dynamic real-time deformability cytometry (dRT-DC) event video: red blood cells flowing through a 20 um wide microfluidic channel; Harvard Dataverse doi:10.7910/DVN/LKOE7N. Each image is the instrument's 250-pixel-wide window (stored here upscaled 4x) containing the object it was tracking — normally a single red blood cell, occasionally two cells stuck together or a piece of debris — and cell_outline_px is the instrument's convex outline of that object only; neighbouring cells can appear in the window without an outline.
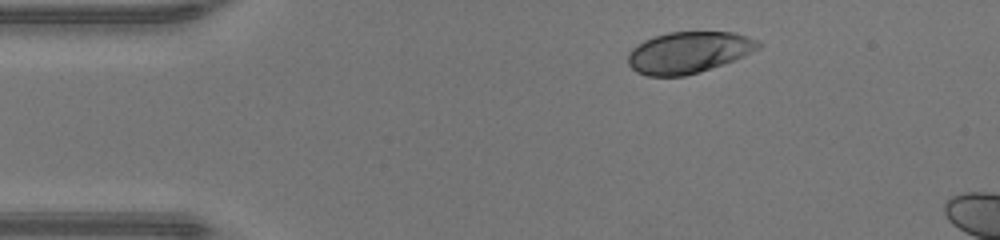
{"species": "human", "species_latin": "Homo sapiens", "temperature_condition": "warm", "stored_images_in_passage": 41, "camera_frame_rate_fps": 3000, "um_per_image_px": 0.085, "donor": {"sex": "male"}, "frame": {"image": 1, "passage_image": 1, "time_ms": 0.0, "image_size_px": [1000, 240], "cell_outline_px": [[764, 44], [760, 48], [724, 64], [700, 72], [684, 76], [648, 76], [636, 72], [628, 64], [628, 52], [636, 44], [644, 40], [668, 32], [732, 32], [748, 36], [760, 40]], "centroid_in_image_um": [58.54, 4.45], "position_along_channel_um": 26.5, "area_um2": 31.67}}
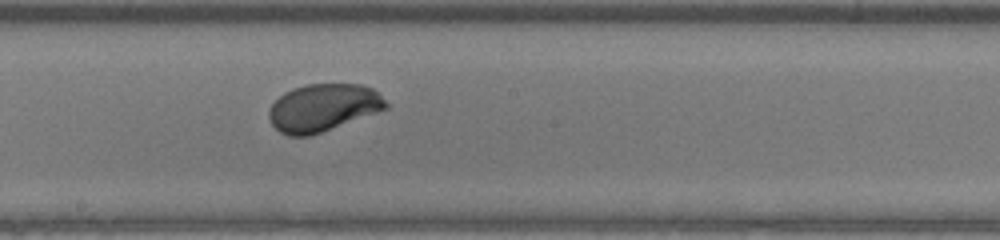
{"frame": {"image": 2, "passage_image": 19, "time_ms": 6.0, "image_size_px": [1000, 240], "cell_outline_px": [[388, 108], [320, 132], [308, 136], [288, 136], [280, 132], [272, 124], [268, 116], [268, 112], [272, 104], [284, 92], [292, 88], [308, 84], [360, 84], [372, 88], [388, 104]], "centroid_in_image_um": [27.43, 9.14], "position_along_channel_um": 220.8, "area_um2": 31.96}}
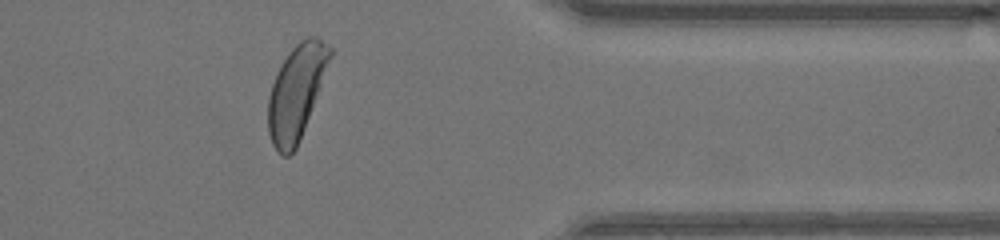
{"frame": {"image": 3, "passage_image": 32, "time_ms": 10.333, "image_size_px": [1000, 240], "cell_outline_px": [[332, 56], [320, 88], [300, 140], [296, 148], [288, 156], [284, 156], [272, 144], [268, 132], [268, 96], [276, 72], [280, 64], [288, 52], [300, 40], [308, 36], [316, 36], [328, 44], [332, 48]], "centroid_in_image_um": [25.18, 7.8], "position_along_channel_um": 386.2, "area_um2": 33.93}, "authors_computed_cell_mechanics": {"area_um2": 32.7148, "velocity_mm_per_s": 4.2814, "shape_relaxation_time_tau1_ms": 2.6092, "shape_relaxation_time_tau2_ms": null, "deformation_change_tau1": 0.1621, "deformation_change_tau2": null}}